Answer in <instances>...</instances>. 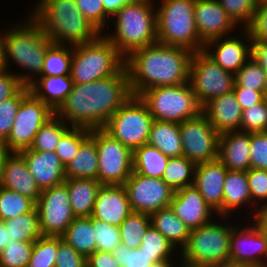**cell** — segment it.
<instances>
[{"label":"cell","instance_id":"603a6c76","mask_svg":"<svg viewBox=\"0 0 267 267\" xmlns=\"http://www.w3.org/2000/svg\"><path fill=\"white\" fill-rule=\"evenodd\" d=\"M19 153L25 159L41 191L65 182L64 165L55 152L28 148Z\"/></svg>","mask_w":267,"mask_h":267},{"label":"cell","instance_id":"bcb514c9","mask_svg":"<svg viewBox=\"0 0 267 267\" xmlns=\"http://www.w3.org/2000/svg\"><path fill=\"white\" fill-rule=\"evenodd\" d=\"M33 246L34 242L10 241L0 253V266L27 267Z\"/></svg>","mask_w":267,"mask_h":267},{"label":"cell","instance_id":"8d00e7d4","mask_svg":"<svg viewBox=\"0 0 267 267\" xmlns=\"http://www.w3.org/2000/svg\"><path fill=\"white\" fill-rule=\"evenodd\" d=\"M196 164L185 156L169 158L162 179L174 190L191 186Z\"/></svg>","mask_w":267,"mask_h":267},{"label":"cell","instance_id":"6da1fadb","mask_svg":"<svg viewBox=\"0 0 267 267\" xmlns=\"http://www.w3.org/2000/svg\"><path fill=\"white\" fill-rule=\"evenodd\" d=\"M132 96L127 68L86 84H74L55 115L71 127L100 129Z\"/></svg>","mask_w":267,"mask_h":267},{"label":"cell","instance_id":"6125c7cd","mask_svg":"<svg viewBox=\"0 0 267 267\" xmlns=\"http://www.w3.org/2000/svg\"><path fill=\"white\" fill-rule=\"evenodd\" d=\"M105 12L112 17L123 6L134 3L136 0H102Z\"/></svg>","mask_w":267,"mask_h":267},{"label":"cell","instance_id":"681fc988","mask_svg":"<svg viewBox=\"0 0 267 267\" xmlns=\"http://www.w3.org/2000/svg\"><path fill=\"white\" fill-rule=\"evenodd\" d=\"M240 131L250 133L267 131V97L261 103L243 110Z\"/></svg>","mask_w":267,"mask_h":267},{"label":"cell","instance_id":"e0dca14e","mask_svg":"<svg viewBox=\"0 0 267 267\" xmlns=\"http://www.w3.org/2000/svg\"><path fill=\"white\" fill-rule=\"evenodd\" d=\"M133 212L151 214L170 206L175 190L162 178L131 173L123 184Z\"/></svg>","mask_w":267,"mask_h":267},{"label":"cell","instance_id":"f35d334b","mask_svg":"<svg viewBox=\"0 0 267 267\" xmlns=\"http://www.w3.org/2000/svg\"><path fill=\"white\" fill-rule=\"evenodd\" d=\"M139 249H142L147 255L154 257L158 262L175 260L180 255L175 246L152 225L148 227L145 235L142 237Z\"/></svg>","mask_w":267,"mask_h":267},{"label":"cell","instance_id":"680465c9","mask_svg":"<svg viewBox=\"0 0 267 267\" xmlns=\"http://www.w3.org/2000/svg\"><path fill=\"white\" fill-rule=\"evenodd\" d=\"M233 91L242 110L261 103L267 97V91H255L243 87H234Z\"/></svg>","mask_w":267,"mask_h":267},{"label":"cell","instance_id":"ac0fdd59","mask_svg":"<svg viewBox=\"0 0 267 267\" xmlns=\"http://www.w3.org/2000/svg\"><path fill=\"white\" fill-rule=\"evenodd\" d=\"M239 32L240 35L234 32V35L211 40L203 49L211 60L233 74H236L252 56V41L247 31L239 29Z\"/></svg>","mask_w":267,"mask_h":267},{"label":"cell","instance_id":"1f68e13d","mask_svg":"<svg viewBox=\"0 0 267 267\" xmlns=\"http://www.w3.org/2000/svg\"><path fill=\"white\" fill-rule=\"evenodd\" d=\"M64 174L66 179H97V148L96 142L90 136L81 144L75 157L64 166Z\"/></svg>","mask_w":267,"mask_h":267},{"label":"cell","instance_id":"11a10c76","mask_svg":"<svg viewBox=\"0 0 267 267\" xmlns=\"http://www.w3.org/2000/svg\"><path fill=\"white\" fill-rule=\"evenodd\" d=\"M251 41L267 39V0H259L249 24L244 28Z\"/></svg>","mask_w":267,"mask_h":267},{"label":"cell","instance_id":"f5cc1de1","mask_svg":"<svg viewBox=\"0 0 267 267\" xmlns=\"http://www.w3.org/2000/svg\"><path fill=\"white\" fill-rule=\"evenodd\" d=\"M247 177L252 203L260 209L267 205V171L250 168Z\"/></svg>","mask_w":267,"mask_h":267},{"label":"cell","instance_id":"94428289","mask_svg":"<svg viewBox=\"0 0 267 267\" xmlns=\"http://www.w3.org/2000/svg\"><path fill=\"white\" fill-rule=\"evenodd\" d=\"M252 57L264 69L267 81V39L252 41Z\"/></svg>","mask_w":267,"mask_h":267},{"label":"cell","instance_id":"836d02e7","mask_svg":"<svg viewBox=\"0 0 267 267\" xmlns=\"http://www.w3.org/2000/svg\"><path fill=\"white\" fill-rule=\"evenodd\" d=\"M133 171L152 178H162L169 157L159 149L144 144L133 151Z\"/></svg>","mask_w":267,"mask_h":267},{"label":"cell","instance_id":"6f0895ef","mask_svg":"<svg viewBox=\"0 0 267 267\" xmlns=\"http://www.w3.org/2000/svg\"><path fill=\"white\" fill-rule=\"evenodd\" d=\"M23 86L13 72L5 68L0 69V103L14 96Z\"/></svg>","mask_w":267,"mask_h":267},{"label":"cell","instance_id":"9a60e30c","mask_svg":"<svg viewBox=\"0 0 267 267\" xmlns=\"http://www.w3.org/2000/svg\"><path fill=\"white\" fill-rule=\"evenodd\" d=\"M238 217L240 223L231 231L229 262L267 267V234L254 219L241 224Z\"/></svg>","mask_w":267,"mask_h":267},{"label":"cell","instance_id":"be15d7a7","mask_svg":"<svg viewBox=\"0 0 267 267\" xmlns=\"http://www.w3.org/2000/svg\"><path fill=\"white\" fill-rule=\"evenodd\" d=\"M11 153L12 152L3 143H0V189L3 187V172L5 162Z\"/></svg>","mask_w":267,"mask_h":267},{"label":"cell","instance_id":"4316f807","mask_svg":"<svg viewBox=\"0 0 267 267\" xmlns=\"http://www.w3.org/2000/svg\"><path fill=\"white\" fill-rule=\"evenodd\" d=\"M3 187L18 192L35 203L42 192L19 152H12L5 162Z\"/></svg>","mask_w":267,"mask_h":267},{"label":"cell","instance_id":"db71d44e","mask_svg":"<svg viewBox=\"0 0 267 267\" xmlns=\"http://www.w3.org/2000/svg\"><path fill=\"white\" fill-rule=\"evenodd\" d=\"M250 168L267 171V131L250 133Z\"/></svg>","mask_w":267,"mask_h":267},{"label":"cell","instance_id":"7dc6e473","mask_svg":"<svg viewBox=\"0 0 267 267\" xmlns=\"http://www.w3.org/2000/svg\"><path fill=\"white\" fill-rule=\"evenodd\" d=\"M233 20V22L240 28L244 29L250 22L252 14L257 8L259 0H218Z\"/></svg>","mask_w":267,"mask_h":267},{"label":"cell","instance_id":"e575fe53","mask_svg":"<svg viewBox=\"0 0 267 267\" xmlns=\"http://www.w3.org/2000/svg\"><path fill=\"white\" fill-rule=\"evenodd\" d=\"M4 222L6 228H8L10 241L34 242L43 236L36 207L26 214L16 216Z\"/></svg>","mask_w":267,"mask_h":267},{"label":"cell","instance_id":"03108f58","mask_svg":"<svg viewBox=\"0 0 267 267\" xmlns=\"http://www.w3.org/2000/svg\"><path fill=\"white\" fill-rule=\"evenodd\" d=\"M9 242L10 238L8 234V228H6L5 222L3 220H0V253Z\"/></svg>","mask_w":267,"mask_h":267},{"label":"cell","instance_id":"7bdbcfd3","mask_svg":"<svg viewBox=\"0 0 267 267\" xmlns=\"http://www.w3.org/2000/svg\"><path fill=\"white\" fill-rule=\"evenodd\" d=\"M234 87H243L255 91H267L265 71L252 56L235 74Z\"/></svg>","mask_w":267,"mask_h":267},{"label":"cell","instance_id":"277c9868","mask_svg":"<svg viewBox=\"0 0 267 267\" xmlns=\"http://www.w3.org/2000/svg\"><path fill=\"white\" fill-rule=\"evenodd\" d=\"M29 15L53 44L77 46L101 33L84 17L75 0H37Z\"/></svg>","mask_w":267,"mask_h":267},{"label":"cell","instance_id":"484cf974","mask_svg":"<svg viewBox=\"0 0 267 267\" xmlns=\"http://www.w3.org/2000/svg\"><path fill=\"white\" fill-rule=\"evenodd\" d=\"M250 132L234 131L220 135L218 160L227 170L250 169Z\"/></svg>","mask_w":267,"mask_h":267},{"label":"cell","instance_id":"b9f144b4","mask_svg":"<svg viewBox=\"0 0 267 267\" xmlns=\"http://www.w3.org/2000/svg\"><path fill=\"white\" fill-rule=\"evenodd\" d=\"M59 236H42L34 241L27 267H55Z\"/></svg>","mask_w":267,"mask_h":267},{"label":"cell","instance_id":"f907efd6","mask_svg":"<svg viewBox=\"0 0 267 267\" xmlns=\"http://www.w3.org/2000/svg\"><path fill=\"white\" fill-rule=\"evenodd\" d=\"M84 17L101 33L111 26V17L105 12L102 0H75ZM108 24V25H107Z\"/></svg>","mask_w":267,"mask_h":267},{"label":"cell","instance_id":"60d3db41","mask_svg":"<svg viewBox=\"0 0 267 267\" xmlns=\"http://www.w3.org/2000/svg\"><path fill=\"white\" fill-rule=\"evenodd\" d=\"M35 207L36 203L32 199L5 187L0 189V220L26 214Z\"/></svg>","mask_w":267,"mask_h":267},{"label":"cell","instance_id":"3957f363","mask_svg":"<svg viewBox=\"0 0 267 267\" xmlns=\"http://www.w3.org/2000/svg\"><path fill=\"white\" fill-rule=\"evenodd\" d=\"M26 17L6 28L4 68L29 86L41 75L44 56L52 40L30 15L27 14ZM13 63L16 64V69L17 66L22 68L21 73L12 71Z\"/></svg>","mask_w":267,"mask_h":267},{"label":"cell","instance_id":"83f0119b","mask_svg":"<svg viewBox=\"0 0 267 267\" xmlns=\"http://www.w3.org/2000/svg\"><path fill=\"white\" fill-rule=\"evenodd\" d=\"M73 85L70 75L39 76L29 88L38 99L55 112L72 91Z\"/></svg>","mask_w":267,"mask_h":267},{"label":"cell","instance_id":"9f6ffc18","mask_svg":"<svg viewBox=\"0 0 267 267\" xmlns=\"http://www.w3.org/2000/svg\"><path fill=\"white\" fill-rule=\"evenodd\" d=\"M87 258L79 254L59 236V250L55 267H85Z\"/></svg>","mask_w":267,"mask_h":267},{"label":"cell","instance_id":"91938a15","mask_svg":"<svg viewBox=\"0 0 267 267\" xmlns=\"http://www.w3.org/2000/svg\"><path fill=\"white\" fill-rule=\"evenodd\" d=\"M91 267H120L111 252L95 251L87 258Z\"/></svg>","mask_w":267,"mask_h":267},{"label":"cell","instance_id":"f1b7e54d","mask_svg":"<svg viewBox=\"0 0 267 267\" xmlns=\"http://www.w3.org/2000/svg\"><path fill=\"white\" fill-rule=\"evenodd\" d=\"M69 201L75 217H91L101 183L97 179L69 178Z\"/></svg>","mask_w":267,"mask_h":267},{"label":"cell","instance_id":"4fadbf2b","mask_svg":"<svg viewBox=\"0 0 267 267\" xmlns=\"http://www.w3.org/2000/svg\"><path fill=\"white\" fill-rule=\"evenodd\" d=\"M54 115L55 112L30 91L22 99L11 131L3 144L11 152L30 148L36 133Z\"/></svg>","mask_w":267,"mask_h":267},{"label":"cell","instance_id":"a7ac6f4b","mask_svg":"<svg viewBox=\"0 0 267 267\" xmlns=\"http://www.w3.org/2000/svg\"><path fill=\"white\" fill-rule=\"evenodd\" d=\"M177 261L175 260H165V261H159L156 263H153L150 267H178L177 264L175 263H180V261L178 262V260H180V258H176ZM175 264V265H174Z\"/></svg>","mask_w":267,"mask_h":267},{"label":"cell","instance_id":"44dd1931","mask_svg":"<svg viewBox=\"0 0 267 267\" xmlns=\"http://www.w3.org/2000/svg\"><path fill=\"white\" fill-rule=\"evenodd\" d=\"M226 167L218 160L196 164L193 185L204 201L222 216L223 185Z\"/></svg>","mask_w":267,"mask_h":267},{"label":"cell","instance_id":"d590c367","mask_svg":"<svg viewBox=\"0 0 267 267\" xmlns=\"http://www.w3.org/2000/svg\"><path fill=\"white\" fill-rule=\"evenodd\" d=\"M73 47L51 44L46 50L40 76L70 75Z\"/></svg>","mask_w":267,"mask_h":267},{"label":"cell","instance_id":"d6986e66","mask_svg":"<svg viewBox=\"0 0 267 267\" xmlns=\"http://www.w3.org/2000/svg\"><path fill=\"white\" fill-rule=\"evenodd\" d=\"M194 18L200 40L207 42L232 35L238 26L228 16L218 0H196Z\"/></svg>","mask_w":267,"mask_h":267},{"label":"cell","instance_id":"7c38bea8","mask_svg":"<svg viewBox=\"0 0 267 267\" xmlns=\"http://www.w3.org/2000/svg\"><path fill=\"white\" fill-rule=\"evenodd\" d=\"M189 83L201 107L212 99L234 90L235 74L224 70L203 51L194 52Z\"/></svg>","mask_w":267,"mask_h":267},{"label":"cell","instance_id":"d4e9b609","mask_svg":"<svg viewBox=\"0 0 267 267\" xmlns=\"http://www.w3.org/2000/svg\"><path fill=\"white\" fill-rule=\"evenodd\" d=\"M242 112L234 91L218 96L202 107V113L219 135L240 131Z\"/></svg>","mask_w":267,"mask_h":267},{"label":"cell","instance_id":"8fae6325","mask_svg":"<svg viewBox=\"0 0 267 267\" xmlns=\"http://www.w3.org/2000/svg\"><path fill=\"white\" fill-rule=\"evenodd\" d=\"M98 155L97 180L102 185H123L133 172V152L103 128L90 130Z\"/></svg>","mask_w":267,"mask_h":267},{"label":"cell","instance_id":"cb8c5ba5","mask_svg":"<svg viewBox=\"0 0 267 267\" xmlns=\"http://www.w3.org/2000/svg\"><path fill=\"white\" fill-rule=\"evenodd\" d=\"M242 206L252 211L248 212L247 219H254L258 208L252 203L247 171L228 170L223 185L222 216H232L236 210L237 215L243 210Z\"/></svg>","mask_w":267,"mask_h":267},{"label":"cell","instance_id":"5bb4252c","mask_svg":"<svg viewBox=\"0 0 267 267\" xmlns=\"http://www.w3.org/2000/svg\"><path fill=\"white\" fill-rule=\"evenodd\" d=\"M183 156L195 164L218 159L220 135L201 112L179 124Z\"/></svg>","mask_w":267,"mask_h":267},{"label":"cell","instance_id":"003e7915","mask_svg":"<svg viewBox=\"0 0 267 267\" xmlns=\"http://www.w3.org/2000/svg\"><path fill=\"white\" fill-rule=\"evenodd\" d=\"M5 33L6 29L1 30L0 28V69L4 68Z\"/></svg>","mask_w":267,"mask_h":267},{"label":"cell","instance_id":"52a82bcc","mask_svg":"<svg viewBox=\"0 0 267 267\" xmlns=\"http://www.w3.org/2000/svg\"><path fill=\"white\" fill-rule=\"evenodd\" d=\"M156 1L158 43L203 51L205 44L200 40L194 18L196 0Z\"/></svg>","mask_w":267,"mask_h":267},{"label":"cell","instance_id":"74e56055","mask_svg":"<svg viewBox=\"0 0 267 267\" xmlns=\"http://www.w3.org/2000/svg\"><path fill=\"white\" fill-rule=\"evenodd\" d=\"M71 128L63 119L54 115L36 133L30 149L55 152L60 138Z\"/></svg>","mask_w":267,"mask_h":267},{"label":"cell","instance_id":"816d5d0a","mask_svg":"<svg viewBox=\"0 0 267 267\" xmlns=\"http://www.w3.org/2000/svg\"><path fill=\"white\" fill-rule=\"evenodd\" d=\"M120 267H150L158 262L154 257L144 253L142 249H131L129 246L120 243L112 252Z\"/></svg>","mask_w":267,"mask_h":267},{"label":"cell","instance_id":"7402d4cb","mask_svg":"<svg viewBox=\"0 0 267 267\" xmlns=\"http://www.w3.org/2000/svg\"><path fill=\"white\" fill-rule=\"evenodd\" d=\"M132 212L123 185H101L91 217L111 225L120 226Z\"/></svg>","mask_w":267,"mask_h":267},{"label":"cell","instance_id":"e7e4bbea","mask_svg":"<svg viewBox=\"0 0 267 267\" xmlns=\"http://www.w3.org/2000/svg\"><path fill=\"white\" fill-rule=\"evenodd\" d=\"M254 220L260 225L263 231L267 234V205L258 209Z\"/></svg>","mask_w":267,"mask_h":267},{"label":"cell","instance_id":"ee69618b","mask_svg":"<svg viewBox=\"0 0 267 267\" xmlns=\"http://www.w3.org/2000/svg\"><path fill=\"white\" fill-rule=\"evenodd\" d=\"M90 136V130L71 127L56 146L55 153L62 164L67 165L77 154L81 144Z\"/></svg>","mask_w":267,"mask_h":267},{"label":"cell","instance_id":"89a4df30","mask_svg":"<svg viewBox=\"0 0 267 267\" xmlns=\"http://www.w3.org/2000/svg\"><path fill=\"white\" fill-rule=\"evenodd\" d=\"M212 267H254V266L227 262V263L218 264Z\"/></svg>","mask_w":267,"mask_h":267},{"label":"cell","instance_id":"8992f818","mask_svg":"<svg viewBox=\"0 0 267 267\" xmlns=\"http://www.w3.org/2000/svg\"><path fill=\"white\" fill-rule=\"evenodd\" d=\"M231 218V216L215 217L210 223L190 230L188 241L180 251V261L203 267L229 262L230 237L234 228V222L228 223L233 220Z\"/></svg>","mask_w":267,"mask_h":267},{"label":"cell","instance_id":"5b68a950","mask_svg":"<svg viewBox=\"0 0 267 267\" xmlns=\"http://www.w3.org/2000/svg\"><path fill=\"white\" fill-rule=\"evenodd\" d=\"M111 20L114 31L103 35L125 58L138 48L158 42L155 2L136 0L123 6Z\"/></svg>","mask_w":267,"mask_h":267},{"label":"cell","instance_id":"2e32d148","mask_svg":"<svg viewBox=\"0 0 267 267\" xmlns=\"http://www.w3.org/2000/svg\"><path fill=\"white\" fill-rule=\"evenodd\" d=\"M36 209L43 236H61L75 218L64 182L42 190Z\"/></svg>","mask_w":267,"mask_h":267},{"label":"cell","instance_id":"30bf717a","mask_svg":"<svg viewBox=\"0 0 267 267\" xmlns=\"http://www.w3.org/2000/svg\"><path fill=\"white\" fill-rule=\"evenodd\" d=\"M153 121L144 101L132 95L109 118L103 129L133 152L147 144Z\"/></svg>","mask_w":267,"mask_h":267},{"label":"cell","instance_id":"7a4b0ae2","mask_svg":"<svg viewBox=\"0 0 267 267\" xmlns=\"http://www.w3.org/2000/svg\"><path fill=\"white\" fill-rule=\"evenodd\" d=\"M194 52L180 46L155 43L132 51L125 58L132 95L160 86L189 82Z\"/></svg>","mask_w":267,"mask_h":267},{"label":"cell","instance_id":"ffe728a7","mask_svg":"<svg viewBox=\"0 0 267 267\" xmlns=\"http://www.w3.org/2000/svg\"><path fill=\"white\" fill-rule=\"evenodd\" d=\"M170 207L190 230L208 224L218 216L194 185L175 190Z\"/></svg>","mask_w":267,"mask_h":267},{"label":"cell","instance_id":"2644e50d","mask_svg":"<svg viewBox=\"0 0 267 267\" xmlns=\"http://www.w3.org/2000/svg\"><path fill=\"white\" fill-rule=\"evenodd\" d=\"M178 267H203V266H192V265H189V264H186L180 261Z\"/></svg>","mask_w":267,"mask_h":267},{"label":"cell","instance_id":"9c48e42d","mask_svg":"<svg viewBox=\"0 0 267 267\" xmlns=\"http://www.w3.org/2000/svg\"><path fill=\"white\" fill-rule=\"evenodd\" d=\"M139 97L147 105L154 120L180 124L202 112L189 82L146 89Z\"/></svg>","mask_w":267,"mask_h":267},{"label":"cell","instance_id":"ab89813d","mask_svg":"<svg viewBox=\"0 0 267 267\" xmlns=\"http://www.w3.org/2000/svg\"><path fill=\"white\" fill-rule=\"evenodd\" d=\"M151 225L150 215L140 212H131L120 224L121 243L136 249L141 245V239Z\"/></svg>","mask_w":267,"mask_h":267},{"label":"cell","instance_id":"c3c4849f","mask_svg":"<svg viewBox=\"0 0 267 267\" xmlns=\"http://www.w3.org/2000/svg\"><path fill=\"white\" fill-rule=\"evenodd\" d=\"M92 226L96 237V251L112 252L121 243L119 226L94 218H92Z\"/></svg>","mask_w":267,"mask_h":267},{"label":"cell","instance_id":"ba28073f","mask_svg":"<svg viewBox=\"0 0 267 267\" xmlns=\"http://www.w3.org/2000/svg\"><path fill=\"white\" fill-rule=\"evenodd\" d=\"M125 57L103 35L94 41L73 46L70 76L74 84H86L117 74Z\"/></svg>","mask_w":267,"mask_h":267},{"label":"cell","instance_id":"d6a6232c","mask_svg":"<svg viewBox=\"0 0 267 267\" xmlns=\"http://www.w3.org/2000/svg\"><path fill=\"white\" fill-rule=\"evenodd\" d=\"M61 237L86 258L96 251L92 217H75Z\"/></svg>","mask_w":267,"mask_h":267},{"label":"cell","instance_id":"4dcf8cb0","mask_svg":"<svg viewBox=\"0 0 267 267\" xmlns=\"http://www.w3.org/2000/svg\"><path fill=\"white\" fill-rule=\"evenodd\" d=\"M147 144L159 149L169 158L183 156L178 123L154 120Z\"/></svg>","mask_w":267,"mask_h":267},{"label":"cell","instance_id":"f546056e","mask_svg":"<svg viewBox=\"0 0 267 267\" xmlns=\"http://www.w3.org/2000/svg\"><path fill=\"white\" fill-rule=\"evenodd\" d=\"M150 220L151 225L180 252L188 241L190 229L175 215L171 207L151 213Z\"/></svg>","mask_w":267,"mask_h":267},{"label":"cell","instance_id":"f6af8a7d","mask_svg":"<svg viewBox=\"0 0 267 267\" xmlns=\"http://www.w3.org/2000/svg\"><path fill=\"white\" fill-rule=\"evenodd\" d=\"M29 92V86L24 85L14 96L0 103V143L7 139L21 101Z\"/></svg>","mask_w":267,"mask_h":267}]
</instances>
